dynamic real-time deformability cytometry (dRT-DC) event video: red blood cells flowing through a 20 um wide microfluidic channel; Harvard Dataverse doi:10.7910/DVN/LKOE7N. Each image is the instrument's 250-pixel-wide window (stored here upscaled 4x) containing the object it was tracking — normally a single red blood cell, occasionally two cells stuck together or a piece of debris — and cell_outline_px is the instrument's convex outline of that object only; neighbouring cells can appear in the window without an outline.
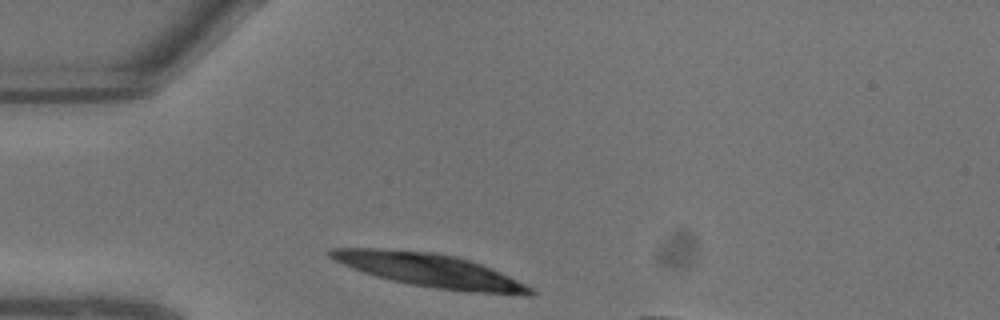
{"species": "common noctule bat (a hibernating species)", "species_latin": "Nyctalus noctula", "temperature_condition": "warm", "stored_images_in_passage": 3, "camera_frame_rate_fps": 3000, "um_per_image_px": 0.085, "animal": {"sex": "male", "body_mass_g": 13.3}, "frame": {"image": 1, "passage_image": 1, "time_ms": 0.0, "image_size_px": [1000, 320], "cell_outline_px": [[536, 296], [524, 296], [464, 292], [436, 288], [412, 284], [392, 280], [376, 276], [352, 268], [328, 256], [328, 252], [332, 248], [380, 248], [436, 252], [456, 256], [492, 268], [532, 288], [536, 292]], "centroid_in_image_um": [36.61, 22.99], "position_along_channel_um": 48.4, "area_um2": 38.9}}